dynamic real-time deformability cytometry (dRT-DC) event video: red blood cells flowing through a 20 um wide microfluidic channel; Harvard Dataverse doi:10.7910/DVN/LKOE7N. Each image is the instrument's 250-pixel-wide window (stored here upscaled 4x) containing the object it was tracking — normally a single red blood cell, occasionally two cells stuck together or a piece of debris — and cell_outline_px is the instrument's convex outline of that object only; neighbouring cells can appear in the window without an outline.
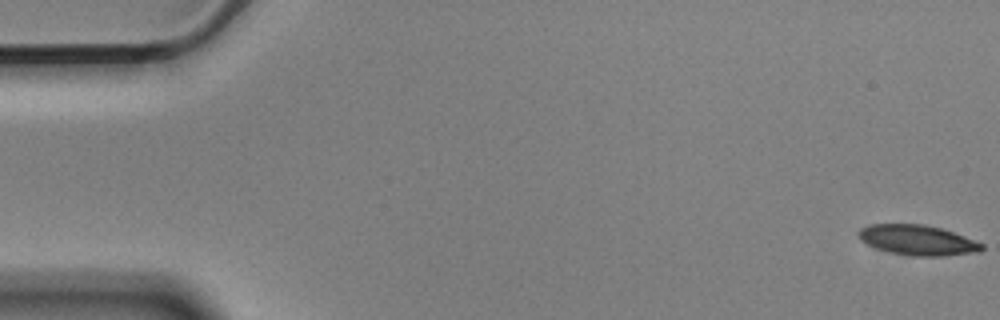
{"species": "Egyptian fruit bat (a non-hibernating species)", "species_latin": "Rousettus aegyptiacus", "temperature_condition": "cold", "stored_images_in_passage": 14, "camera_frame_rate_fps": 3000, "um_per_image_px": 0.085, "animal": {"sex": "male"}, "frame": {"image": 1, "passage_image": 1, "time_ms": 0.0, "image_size_px": [1000, 320], "cell_outline_px": [[984, 248], [980, 252], [944, 256], [912, 256], [888, 252], [876, 248], [860, 240], [856, 232], [860, 228], [868, 224], [924, 224], [940, 228], [964, 236], [984, 244]], "centroid_in_image_um": [77.97, 20.41], "position_along_channel_um": 7.0, "area_um2": 21.85}}